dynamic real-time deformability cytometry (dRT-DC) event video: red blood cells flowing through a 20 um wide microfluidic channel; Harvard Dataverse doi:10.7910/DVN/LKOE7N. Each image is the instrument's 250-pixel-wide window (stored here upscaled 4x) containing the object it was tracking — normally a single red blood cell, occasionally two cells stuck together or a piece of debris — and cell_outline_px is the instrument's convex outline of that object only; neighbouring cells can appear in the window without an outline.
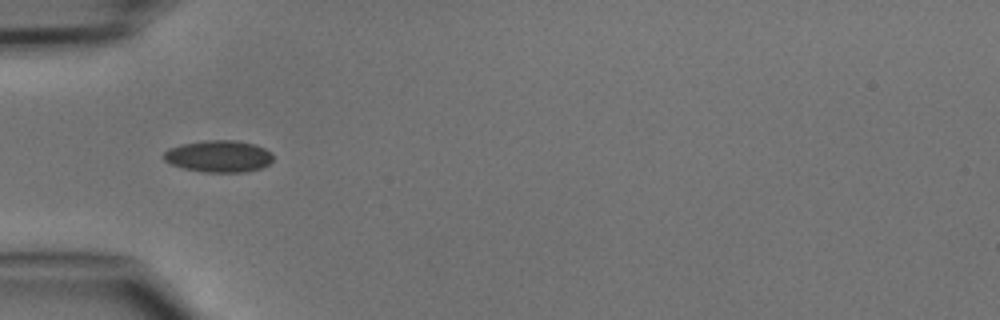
{"species": "common noctule bat (a hibernating species)", "species_latin": "Nyctalus noctula", "temperature_condition": "cold", "stored_images_in_passage": 16, "camera_frame_rate_fps": 3000, "um_per_image_px": 0.085, "animal": {"sex": "male", "body_mass_g": 15.6}, "frame": {"image": 1, "passage_image": 5, "time_ms": 1.333, "image_size_px": [1000, 320], "cell_outline_px": [[272, 160], [268, 164], [260, 168], [244, 172], [204, 172], [184, 168], [172, 164], [164, 160], [164, 152], [168, 148], [180, 144], [204, 140], [236, 140], [252, 144], [264, 148], [272, 152]], "centroid_in_image_um": [18.57, 13.27], "position_along_channel_um": 66.4, "area_um2": 20.23}}